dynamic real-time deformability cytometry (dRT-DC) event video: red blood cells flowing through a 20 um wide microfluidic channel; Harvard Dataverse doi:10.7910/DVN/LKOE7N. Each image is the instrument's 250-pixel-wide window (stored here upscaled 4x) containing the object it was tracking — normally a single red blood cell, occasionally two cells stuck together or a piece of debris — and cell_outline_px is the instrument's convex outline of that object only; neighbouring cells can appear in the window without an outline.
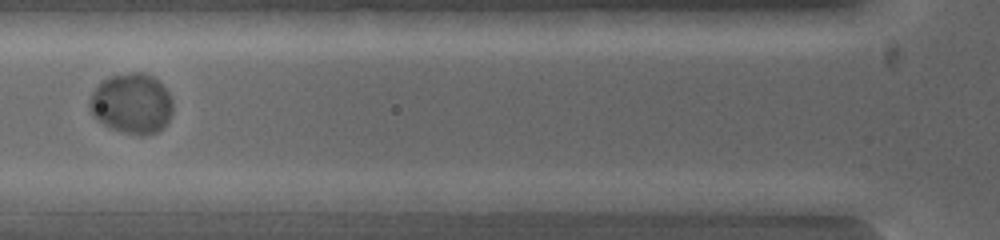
{"species": "common noctule bat (a hibernating species)", "species_latin": "Nyctalus noctula", "temperature_condition": "warm", "stored_images_in_passage": 3, "camera_frame_rate_fps": 5000, "um_per_image_px": 0.085, "animal": {"sex": "female", "body_mass_g": 19.0, "forearm_length_mm": 53.3}, "frame": {"image": 1, "passage_image": 3, "time_ms": 1.6, "image_size_px": [1000, 240], "cell_outline_px": [[788, 200], [784, 216], [772, 216], [652, 208], [636, 200], [668, 192], [732, 192]], "centroid_in_image_um": [61.04, 17.26], "position_along_channel_um": 64.8, "area_um2": 18.73}}